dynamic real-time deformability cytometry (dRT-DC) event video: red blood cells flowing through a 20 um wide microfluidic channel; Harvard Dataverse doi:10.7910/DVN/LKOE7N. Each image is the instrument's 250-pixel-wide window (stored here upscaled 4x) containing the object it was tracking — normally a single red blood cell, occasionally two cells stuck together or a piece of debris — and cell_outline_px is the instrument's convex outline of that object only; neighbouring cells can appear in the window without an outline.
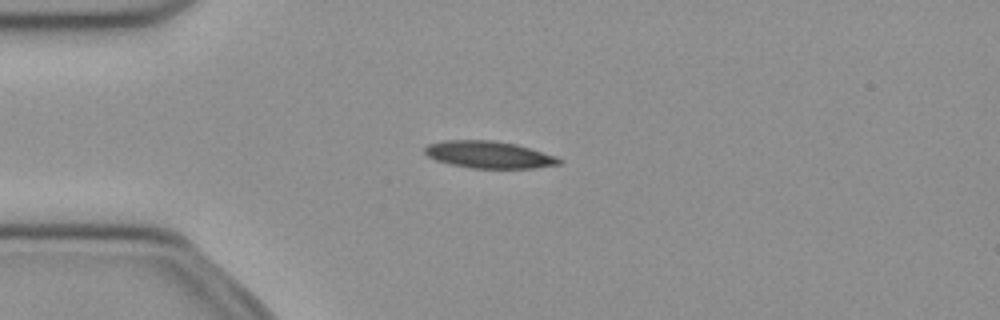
{"species": "common noctule bat (a hibernating species)", "species_latin": "Nyctalus noctula", "temperature_condition": "cold", "stored_images_in_passage": 41, "camera_frame_rate_fps": 3000, "um_per_image_px": 0.085, "animal": {"sex": "female", "body_mass_g": 21.9}, "frame": {"image": 1, "passage_image": 2, "time_ms": 0.333, "image_size_px": [1000, 320], "cell_outline_px": [[560, 164], [532, 168], [472, 168], [452, 164], [436, 160], [428, 156], [424, 152], [424, 148], [428, 144], [444, 140], [492, 140], [516, 144], [556, 156], [560, 160]], "centroid_in_image_um": [41.53, 13.14], "position_along_channel_um": 43.5, "area_um2": 20.98}}
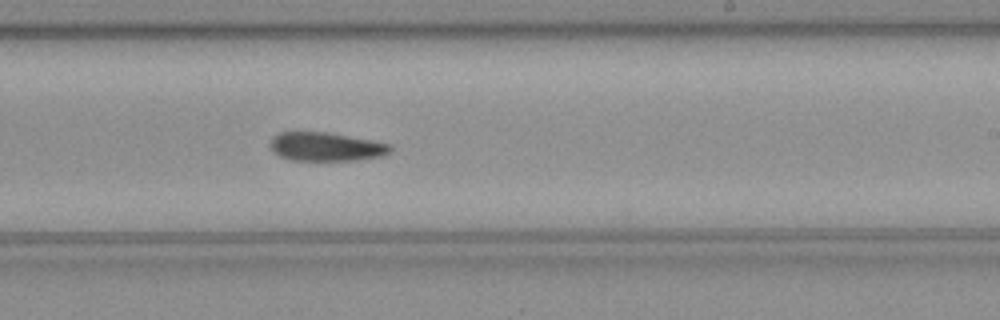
{"frame": {"image": 2, "passage_image": 20, "time_ms": 6.333, "image_size_px": [1000, 320], "cell_outline_px": [[392, 152], [384, 156], [356, 160], [288, 160], [272, 152], [268, 144], [272, 136], [280, 132], [328, 132], [372, 140], [392, 144]], "centroid_in_image_um": [27.7, 12.47], "position_along_channel_um": 261.3, "area_um2": 20.46}}
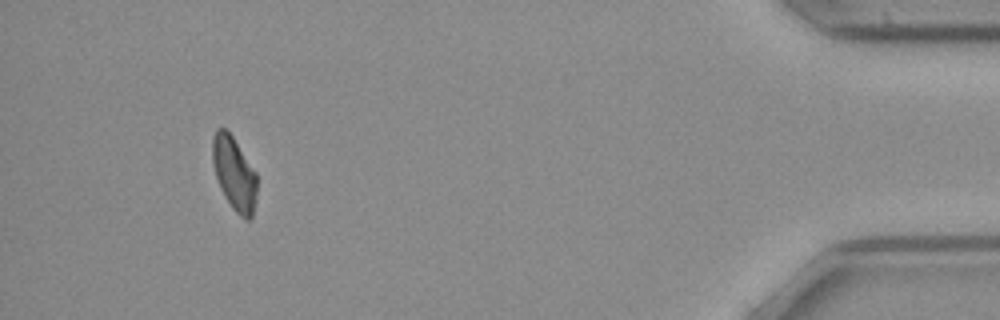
{"frame": {"image": 3, "passage_image": 37, "time_ms": 12.0, "image_size_px": [1000, 320], "cell_outline_px": [[256, 200], [252, 216], [248, 220], [244, 220], [232, 208], [224, 196], [220, 188], [212, 164], [212, 136], [216, 128], [224, 128], [232, 136], [256, 172]], "centroid_in_image_um": [19.89, 14.76], "position_along_channel_um": 415.3, "area_um2": 19.07}}